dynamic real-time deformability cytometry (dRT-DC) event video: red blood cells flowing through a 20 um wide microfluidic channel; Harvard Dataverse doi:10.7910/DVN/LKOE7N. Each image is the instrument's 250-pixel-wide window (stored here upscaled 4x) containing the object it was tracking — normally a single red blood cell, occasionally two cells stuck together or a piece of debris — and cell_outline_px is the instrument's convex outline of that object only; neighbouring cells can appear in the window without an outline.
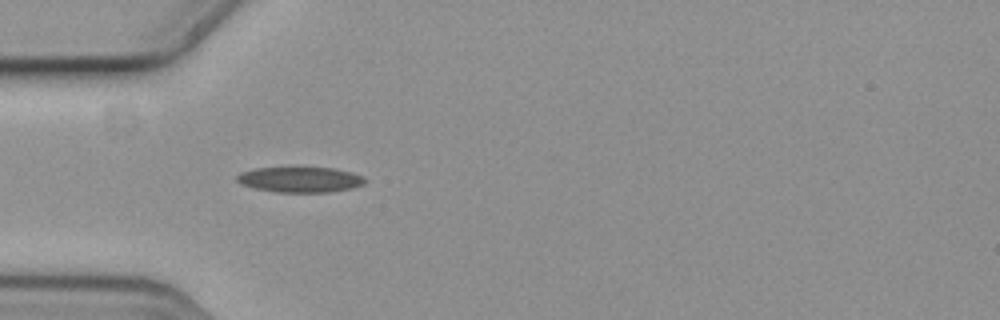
{"species": "common noctule bat (a hibernating species)", "species_latin": "Nyctalus noctula", "temperature_condition": "cold", "stored_images_in_passage": 3, "camera_frame_rate_fps": 3000, "um_per_image_px": 0.085, "animal": {"sex": "female", "body_mass_g": 19.3, "forearm_length_mm": 54.1}, "frame": {"image": 1, "passage_image": 3, "time_ms": 0.667, "image_size_px": [1000, 320], "cell_outline_px": [[368, 180], [364, 184], [352, 188], [328, 192], [276, 192], [252, 188], [240, 184], [236, 180], [236, 176], [240, 172], [256, 168], [332, 168], [352, 172], [364, 176]], "centroid_in_image_um": [25.51, 15.27], "position_along_channel_um": 59.5, "area_um2": 19.07}}